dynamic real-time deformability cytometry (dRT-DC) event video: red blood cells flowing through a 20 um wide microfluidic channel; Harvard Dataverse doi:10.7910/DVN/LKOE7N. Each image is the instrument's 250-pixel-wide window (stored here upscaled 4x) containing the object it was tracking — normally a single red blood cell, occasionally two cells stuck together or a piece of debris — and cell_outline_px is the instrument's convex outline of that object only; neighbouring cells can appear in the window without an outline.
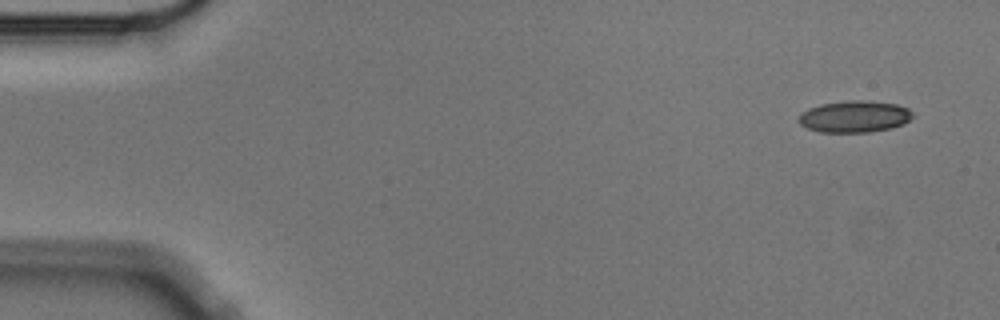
{"species": "Egyptian fruit bat (a non-hibernating species)", "species_latin": "Rousettus aegyptiacus", "temperature_condition": "cold", "stored_images_in_passage": 6, "camera_frame_rate_fps": 3000, "um_per_image_px": 0.085, "animal": {"sex": "male"}, "frame": {"image": 1, "passage_image": 1, "time_ms": 0.0, "image_size_px": [1000, 320], "cell_outline_px": [[912, 116], [904, 124], [892, 128], [868, 132], [820, 132], [808, 128], [800, 124], [796, 120], [808, 108], [820, 104], [852, 100], [860, 100], [896, 104], [908, 108], [912, 112]], "centroid_in_image_um": [72.62, 9.91], "position_along_channel_um": 12.4, "area_um2": 20.92}}
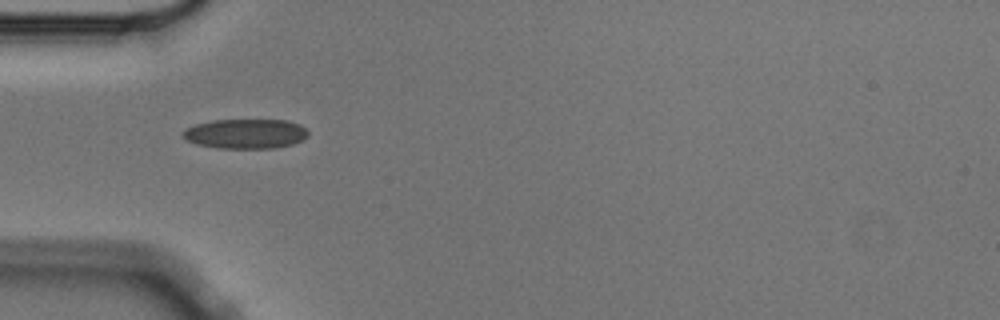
{"frame": {"image": 2, "passage_image": 5, "time_ms": 1.333, "image_size_px": [1000, 320], "cell_outline_px": [[308, 136], [304, 140], [292, 144], [276, 148], [216, 148], [196, 144], [188, 140], [180, 132], [184, 128], [196, 124], [212, 120], [288, 120], [300, 124], [308, 132]], "centroid_in_image_um": [20.88, 11.37], "position_along_channel_um": 64.1, "area_um2": 21.85}}
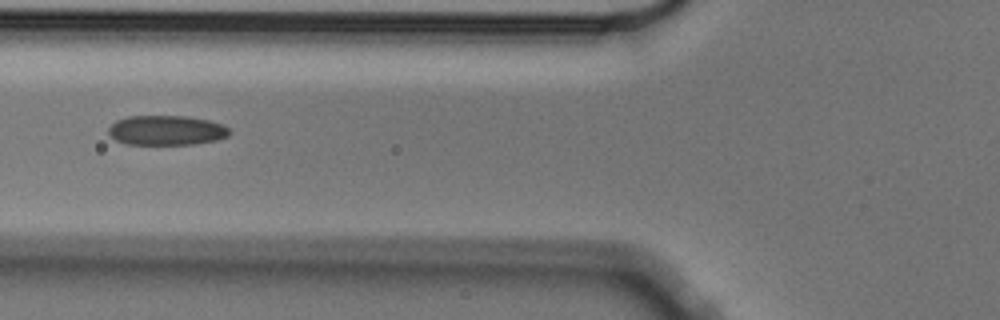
{"frame": {"image": 3, "passage_image": 6, "time_ms": 1.667, "image_size_px": [1000, 320], "cell_outline_px": [[232, 132], [228, 136], [216, 140], [192, 144], [128, 144], [116, 140], [108, 132], [108, 128], [116, 120], [128, 116], [188, 116], [208, 120], [224, 124]], "centroid_in_image_um": [14.17, 11.07], "position_along_channel_um": 111.6, "area_um2": 20.98}}